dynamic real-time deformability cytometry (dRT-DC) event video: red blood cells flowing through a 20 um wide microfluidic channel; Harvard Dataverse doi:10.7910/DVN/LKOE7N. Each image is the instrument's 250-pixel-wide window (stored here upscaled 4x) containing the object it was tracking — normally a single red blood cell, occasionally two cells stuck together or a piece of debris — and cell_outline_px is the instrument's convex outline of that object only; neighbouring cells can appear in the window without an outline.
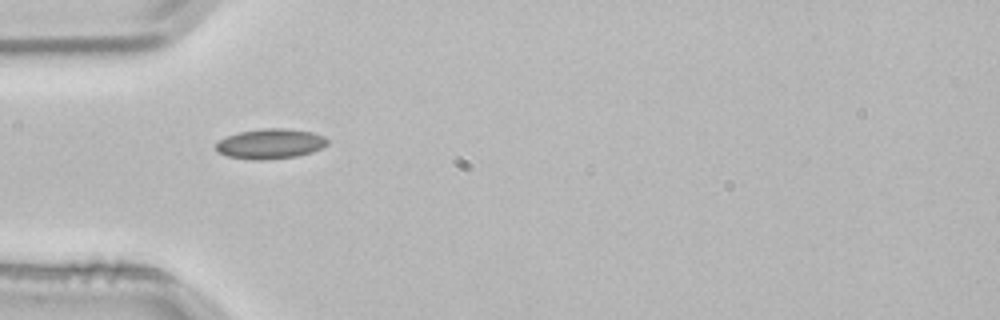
{"species": "common noctule bat (a hibernating species)", "species_latin": "Nyctalus noctula", "temperature_condition": "room temperature", "stored_images_in_passage": 5, "camera_frame_rate_fps": 3000, "um_per_image_px": 0.085, "animal": {"sex": "male", "body_mass_g": 21.5, "forearm_length_mm": 52.0}, "frame": {"image": 1, "passage_image": 4, "time_ms": 1.0, "image_size_px": [1000, 320], "cell_outline_px": [[328, 144], [312, 152], [296, 156], [264, 160], [252, 160], [228, 156], [216, 152], [216, 144], [220, 140], [228, 136], [240, 132], [264, 128], [288, 128], [312, 132], [324, 136], [328, 140]], "centroid_in_image_um": [22.99, 12.22], "position_along_channel_um": 62.0, "area_um2": 19.48}}